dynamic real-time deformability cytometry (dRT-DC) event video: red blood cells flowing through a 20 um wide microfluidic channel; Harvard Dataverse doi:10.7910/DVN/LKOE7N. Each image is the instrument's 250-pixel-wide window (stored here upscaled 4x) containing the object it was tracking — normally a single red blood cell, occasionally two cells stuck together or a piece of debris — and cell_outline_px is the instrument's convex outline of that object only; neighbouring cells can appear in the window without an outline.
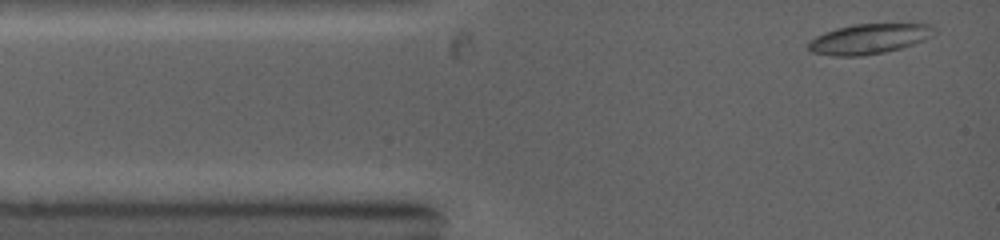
{"species": "common noctule bat (a hibernating species)", "species_latin": "Nyctalus noctula", "temperature_condition": "warm", "stored_images_in_passage": 50, "camera_frame_rate_fps": 5000, "um_per_image_px": 0.085, "animal": {"sex": "female", "body_mass_g": 19.0, "forearm_length_mm": 53.3}, "frame": {"image": 1, "passage_image": 1, "time_ms": 0.0, "image_size_px": [1000, 240], "cell_outline_px": [[936, 32], [932, 36], [924, 40], [900, 48], [884, 52], [860, 56], [832, 56], [812, 52], [808, 48], [808, 44], [816, 36], [824, 32], [836, 28], [852, 24], [932, 24], [936, 28]], "centroid_in_image_um": [73.88, 3.3], "position_along_channel_um": 11.1, "area_um2": 22.02}}
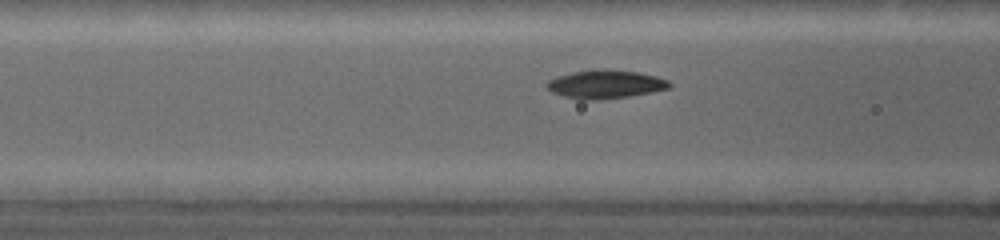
{"frame": {"image": 2, "passage_image": 16, "time_ms": 3.4, "image_size_px": [1000, 240], "cell_outline_px": [[672, 84], [668, 88], [652, 92], [628, 96], [600, 100], [580, 100], [564, 96], [552, 92], [544, 84], [548, 80], [556, 76], [572, 72], [596, 68], [600, 68], [636, 72], [656, 76], [668, 80]], "centroid_in_image_um": [51.42, 7.15], "position_along_channel_um": 115.2, "area_um2": 20.46}}
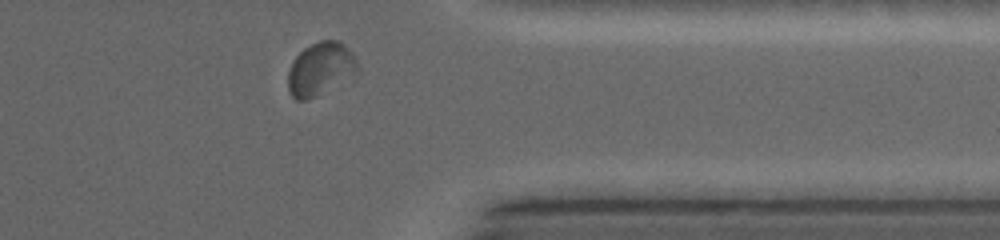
{"frame": {"image": 3, "passage_image": 47, "time_ms": 9.6, "image_size_px": [1000, 240], "cell_outline_px": [[360, 76], [356, 80], [308, 100], [296, 100], [288, 92], [288, 72], [296, 56], [304, 48], [320, 40], [340, 40], [356, 56], [360, 64]], "centroid_in_image_um": [27.37, 5.91], "position_along_channel_um": 384.0, "area_um2": 22.83}}